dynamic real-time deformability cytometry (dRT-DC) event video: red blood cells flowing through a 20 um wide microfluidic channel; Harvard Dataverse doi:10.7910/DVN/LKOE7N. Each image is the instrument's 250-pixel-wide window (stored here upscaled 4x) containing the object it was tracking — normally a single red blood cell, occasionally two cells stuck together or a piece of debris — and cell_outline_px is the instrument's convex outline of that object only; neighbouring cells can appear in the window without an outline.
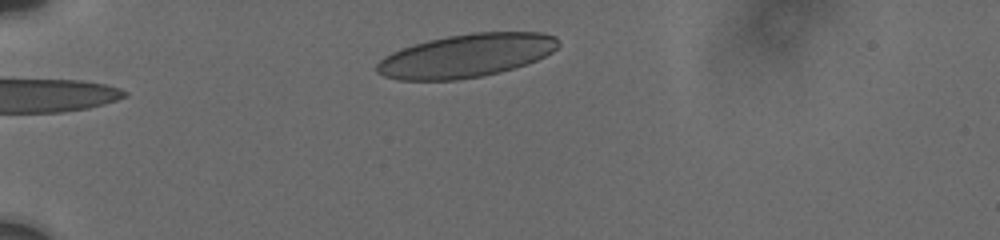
{"species": "human", "species_latin": "Homo sapiens", "temperature_condition": "cold", "stored_images_in_passage": 10, "camera_frame_rate_fps": 3000, "um_per_image_px": 0.085, "donor": {"sex": "male"}, "frame": {"image": 1, "passage_image": 2, "time_ms": 0.333, "image_size_px": [1000, 240], "cell_outline_px": [[560, 44], [552, 52], [536, 60], [500, 72], [480, 76], [456, 80], [396, 80], [384, 76], [376, 72], [376, 64], [384, 56], [392, 52], [412, 44], [428, 40], [448, 36], [472, 32], [540, 32], [556, 36]], "centroid_in_image_um": [39.6, 4.73], "position_along_channel_um": 45.4, "area_um2": 45.78}}